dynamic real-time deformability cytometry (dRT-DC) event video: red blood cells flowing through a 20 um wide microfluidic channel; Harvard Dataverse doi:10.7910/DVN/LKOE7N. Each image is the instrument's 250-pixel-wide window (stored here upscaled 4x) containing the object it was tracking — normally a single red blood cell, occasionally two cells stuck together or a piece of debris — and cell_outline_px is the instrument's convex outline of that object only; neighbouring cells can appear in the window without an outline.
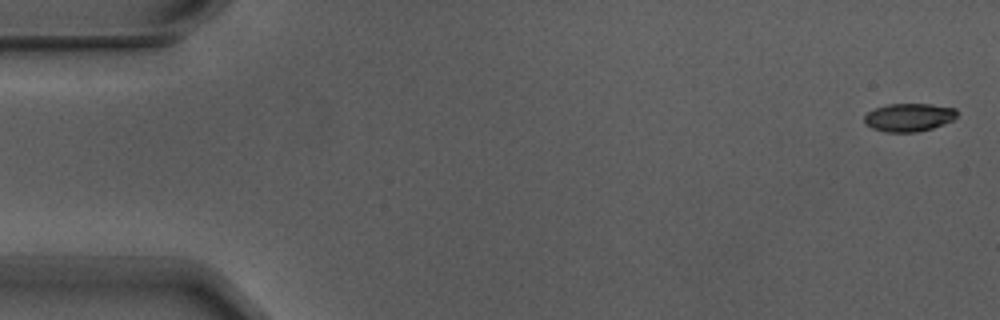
{"species": "Egyptian fruit bat (a non-hibernating species)", "species_latin": "Rousettus aegyptiacus", "temperature_condition": "warm", "stored_images_in_passage": 5, "camera_frame_rate_fps": 3000, "um_per_image_px": 0.085, "animal": {"sex": "male"}, "frame": {"image": 1, "passage_image": 1, "time_ms": 0.0, "image_size_px": [1000, 320], "cell_outline_px": [[960, 112], [952, 120], [944, 124], [932, 128], [916, 132], [884, 132], [872, 128], [864, 124], [864, 116], [868, 112], [876, 108], [888, 104], [932, 104], [956, 108]], "centroid_in_image_um": [77.27, 9.97], "position_along_channel_um": 7.7, "area_um2": 15.32}}